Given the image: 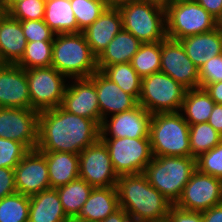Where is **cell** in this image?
<instances>
[{
    "mask_svg": "<svg viewBox=\"0 0 222 222\" xmlns=\"http://www.w3.org/2000/svg\"><path fill=\"white\" fill-rule=\"evenodd\" d=\"M51 66L68 80L89 78L98 71L97 57L83 32L55 35Z\"/></svg>",
    "mask_w": 222,
    "mask_h": 222,
    "instance_id": "3957f363",
    "label": "cell"
},
{
    "mask_svg": "<svg viewBox=\"0 0 222 222\" xmlns=\"http://www.w3.org/2000/svg\"><path fill=\"white\" fill-rule=\"evenodd\" d=\"M216 104H222V81L203 87Z\"/></svg>",
    "mask_w": 222,
    "mask_h": 222,
    "instance_id": "bcb514c9",
    "label": "cell"
},
{
    "mask_svg": "<svg viewBox=\"0 0 222 222\" xmlns=\"http://www.w3.org/2000/svg\"><path fill=\"white\" fill-rule=\"evenodd\" d=\"M46 0H21L16 2L7 13L19 21L41 20L45 15Z\"/></svg>",
    "mask_w": 222,
    "mask_h": 222,
    "instance_id": "d590c367",
    "label": "cell"
},
{
    "mask_svg": "<svg viewBox=\"0 0 222 222\" xmlns=\"http://www.w3.org/2000/svg\"><path fill=\"white\" fill-rule=\"evenodd\" d=\"M208 13L217 19L222 12V0H196Z\"/></svg>",
    "mask_w": 222,
    "mask_h": 222,
    "instance_id": "ee69618b",
    "label": "cell"
},
{
    "mask_svg": "<svg viewBox=\"0 0 222 222\" xmlns=\"http://www.w3.org/2000/svg\"><path fill=\"white\" fill-rule=\"evenodd\" d=\"M30 198L14 193L0 200V222H28Z\"/></svg>",
    "mask_w": 222,
    "mask_h": 222,
    "instance_id": "d6a6232c",
    "label": "cell"
},
{
    "mask_svg": "<svg viewBox=\"0 0 222 222\" xmlns=\"http://www.w3.org/2000/svg\"><path fill=\"white\" fill-rule=\"evenodd\" d=\"M151 119L152 114L138 104L131 110L103 119L100 138H149Z\"/></svg>",
    "mask_w": 222,
    "mask_h": 222,
    "instance_id": "9a60e30c",
    "label": "cell"
},
{
    "mask_svg": "<svg viewBox=\"0 0 222 222\" xmlns=\"http://www.w3.org/2000/svg\"><path fill=\"white\" fill-rule=\"evenodd\" d=\"M39 112L24 108L0 107V137L22 143L28 150L38 143Z\"/></svg>",
    "mask_w": 222,
    "mask_h": 222,
    "instance_id": "4fadbf2b",
    "label": "cell"
},
{
    "mask_svg": "<svg viewBox=\"0 0 222 222\" xmlns=\"http://www.w3.org/2000/svg\"><path fill=\"white\" fill-rule=\"evenodd\" d=\"M149 139L153 156L191 157L189 124L180 111L153 114Z\"/></svg>",
    "mask_w": 222,
    "mask_h": 222,
    "instance_id": "8992f818",
    "label": "cell"
},
{
    "mask_svg": "<svg viewBox=\"0 0 222 222\" xmlns=\"http://www.w3.org/2000/svg\"><path fill=\"white\" fill-rule=\"evenodd\" d=\"M69 80L60 107L74 115L89 118L100 126L102 118L95 84L89 78Z\"/></svg>",
    "mask_w": 222,
    "mask_h": 222,
    "instance_id": "2e32d148",
    "label": "cell"
},
{
    "mask_svg": "<svg viewBox=\"0 0 222 222\" xmlns=\"http://www.w3.org/2000/svg\"><path fill=\"white\" fill-rule=\"evenodd\" d=\"M46 158L50 188L64 186L79 178V155L69 152H42Z\"/></svg>",
    "mask_w": 222,
    "mask_h": 222,
    "instance_id": "d4e9b609",
    "label": "cell"
},
{
    "mask_svg": "<svg viewBox=\"0 0 222 222\" xmlns=\"http://www.w3.org/2000/svg\"><path fill=\"white\" fill-rule=\"evenodd\" d=\"M119 208L116 186L96 187L91 191L77 217L89 222H100Z\"/></svg>",
    "mask_w": 222,
    "mask_h": 222,
    "instance_id": "603a6c76",
    "label": "cell"
},
{
    "mask_svg": "<svg viewBox=\"0 0 222 222\" xmlns=\"http://www.w3.org/2000/svg\"><path fill=\"white\" fill-rule=\"evenodd\" d=\"M28 222H66L68 219L55 188H49L29 196Z\"/></svg>",
    "mask_w": 222,
    "mask_h": 222,
    "instance_id": "cb8c5ba5",
    "label": "cell"
},
{
    "mask_svg": "<svg viewBox=\"0 0 222 222\" xmlns=\"http://www.w3.org/2000/svg\"><path fill=\"white\" fill-rule=\"evenodd\" d=\"M66 222H89L85 219H81V218H78V217H69Z\"/></svg>",
    "mask_w": 222,
    "mask_h": 222,
    "instance_id": "816d5d0a",
    "label": "cell"
},
{
    "mask_svg": "<svg viewBox=\"0 0 222 222\" xmlns=\"http://www.w3.org/2000/svg\"><path fill=\"white\" fill-rule=\"evenodd\" d=\"M166 35L170 39L214 30L216 18L208 13L196 0H174L165 6Z\"/></svg>",
    "mask_w": 222,
    "mask_h": 222,
    "instance_id": "52a82bcc",
    "label": "cell"
},
{
    "mask_svg": "<svg viewBox=\"0 0 222 222\" xmlns=\"http://www.w3.org/2000/svg\"><path fill=\"white\" fill-rule=\"evenodd\" d=\"M215 102L203 88L188 89L181 107V114L189 124L206 123Z\"/></svg>",
    "mask_w": 222,
    "mask_h": 222,
    "instance_id": "83f0119b",
    "label": "cell"
},
{
    "mask_svg": "<svg viewBox=\"0 0 222 222\" xmlns=\"http://www.w3.org/2000/svg\"><path fill=\"white\" fill-rule=\"evenodd\" d=\"M196 169L222 180V141L196 158Z\"/></svg>",
    "mask_w": 222,
    "mask_h": 222,
    "instance_id": "8d00e7d4",
    "label": "cell"
},
{
    "mask_svg": "<svg viewBox=\"0 0 222 222\" xmlns=\"http://www.w3.org/2000/svg\"><path fill=\"white\" fill-rule=\"evenodd\" d=\"M18 1L21 0H0V11L7 12Z\"/></svg>",
    "mask_w": 222,
    "mask_h": 222,
    "instance_id": "c3c4849f",
    "label": "cell"
},
{
    "mask_svg": "<svg viewBox=\"0 0 222 222\" xmlns=\"http://www.w3.org/2000/svg\"><path fill=\"white\" fill-rule=\"evenodd\" d=\"M100 222H132V219L124 209L119 208Z\"/></svg>",
    "mask_w": 222,
    "mask_h": 222,
    "instance_id": "7dc6e473",
    "label": "cell"
},
{
    "mask_svg": "<svg viewBox=\"0 0 222 222\" xmlns=\"http://www.w3.org/2000/svg\"><path fill=\"white\" fill-rule=\"evenodd\" d=\"M123 28L122 15L117 6H108L83 34L92 53L98 58Z\"/></svg>",
    "mask_w": 222,
    "mask_h": 222,
    "instance_id": "ffe728a7",
    "label": "cell"
},
{
    "mask_svg": "<svg viewBox=\"0 0 222 222\" xmlns=\"http://www.w3.org/2000/svg\"><path fill=\"white\" fill-rule=\"evenodd\" d=\"M221 203L222 180L196 169L175 205L183 210L203 212Z\"/></svg>",
    "mask_w": 222,
    "mask_h": 222,
    "instance_id": "7c38bea8",
    "label": "cell"
},
{
    "mask_svg": "<svg viewBox=\"0 0 222 222\" xmlns=\"http://www.w3.org/2000/svg\"><path fill=\"white\" fill-rule=\"evenodd\" d=\"M26 44L21 22L0 11V64H17L24 55Z\"/></svg>",
    "mask_w": 222,
    "mask_h": 222,
    "instance_id": "44dd1931",
    "label": "cell"
},
{
    "mask_svg": "<svg viewBox=\"0 0 222 222\" xmlns=\"http://www.w3.org/2000/svg\"><path fill=\"white\" fill-rule=\"evenodd\" d=\"M17 193L32 196L50 188L47 162L38 150H29L14 168Z\"/></svg>",
    "mask_w": 222,
    "mask_h": 222,
    "instance_id": "e0dca14e",
    "label": "cell"
},
{
    "mask_svg": "<svg viewBox=\"0 0 222 222\" xmlns=\"http://www.w3.org/2000/svg\"><path fill=\"white\" fill-rule=\"evenodd\" d=\"M208 123L222 135V104L215 103Z\"/></svg>",
    "mask_w": 222,
    "mask_h": 222,
    "instance_id": "7bdbcfd3",
    "label": "cell"
},
{
    "mask_svg": "<svg viewBox=\"0 0 222 222\" xmlns=\"http://www.w3.org/2000/svg\"><path fill=\"white\" fill-rule=\"evenodd\" d=\"M130 63L141 78L160 72L161 41L141 43Z\"/></svg>",
    "mask_w": 222,
    "mask_h": 222,
    "instance_id": "4dcf8cb0",
    "label": "cell"
},
{
    "mask_svg": "<svg viewBox=\"0 0 222 222\" xmlns=\"http://www.w3.org/2000/svg\"><path fill=\"white\" fill-rule=\"evenodd\" d=\"M203 222H222V203L201 212Z\"/></svg>",
    "mask_w": 222,
    "mask_h": 222,
    "instance_id": "f6af8a7d",
    "label": "cell"
},
{
    "mask_svg": "<svg viewBox=\"0 0 222 222\" xmlns=\"http://www.w3.org/2000/svg\"><path fill=\"white\" fill-rule=\"evenodd\" d=\"M116 188L119 207L132 222H167L173 204L149 183L144 173L119 176Z\"/></svg>",
    "mask_w": 222,
    "mask_h": 222,
    "instance_id": "7a4b0ae2",
    "label": "cell"
},
{
    "mask_svg": "<svg viewBox=\"0 0 222 222\" xmlns=\"http://www.w3.org/2000/svg\"><path fill=\"white\" fill-rule=\"evenodd\" d=\"M222 81V53L199 68V88Z\"/></svg>",
    "mask_w": 222,
    "mask_h": 222,
    "instance_id": "ab89813d",
    "label": "cell"
},
{
    "mask_svg": "<svg viewBox=\"0 0 222 222\" xmlns=\"http://www.w3.org/2000/svg\"><path fill=\"white\" fill-rule=\"evenodd\" d=\"M93 188L82 178H77L64 186L56 188L62 208L68 218L79 215Z\"/></svg>",
    "mask_w": 222,
    "mask_h": 222,
    "instance_id": "f1b7e54d",
    "label": "cell"
},
{
    "mask_svg": "<svg viewBox=\"0 0 222 222\" xmlns=\"http://www.w3.org/2000/svg\"><path fill=\"white\" fill-rule=\"evenodd\" d=\"M100 139V126L89 118L67 112L60 106L39 112L38 143L41 152L78 154Z\"/></svg>",
    "mask_w": 222,
    "mask_h": 222,
    "instance_id": "6da1fadb",
    "label": "cell"
},
{
    "mask_svg": "<svg viewBox=\"0 0 222 222\" xmlns=\"http://www.w3.org/2000/svg\"><path fill=\"white\" fill-rule=\"evenodd\" d=\"M160 72L169 75L187 89L199 88V69L186 55L179 40L166 37L161 41Z\"/></svg>",
    "mask_w": 222,
    "mask_h": 222,
    "instance_id": "5bb4252c",
    "label": "cell"
},
{
    "mask_svg": "<svg viewBox=\"0 0 222 222\" xmlns=\"http://www.w3.org/2000/svg\"><path fill=\"white\" fill-rule=\"evenodd\" d=\"M150 1H153V2L159 3L163 6H166L167 4L173 2L174 0H150Z\"/></svg>",
    "mask_w": 222,
    "mask_h": 222,
    "instance_id": "f5cc1de1",
    "label": "cell"
},
{
    "mask_svg": "<svg viewBox=\"0 0 222 222\" xmlns=\"http://www.w3.org/2000/svg\"><path fill=\"white\" fill-rule=\"evenodd\" d=\"M109 6H118L121 3H125L132 0H103Z\"/></svg>",
    "mask_w": 222,
    "mask_h": 222,
    "instance_id": "681fc988",
    "label": "cell"
},
{
    "mask_svg": "<svg viewBox=\"0 0 222 222\" xmlns=\"http://www.w3.org/2000/svg\"><path fill=\"white\" fill-rule=\"evenodd\" d=\"M186 55L199 69L211 58L222 53V32L212 31L184 37L179 40Z\"/></svg>",
    "mask_w": 222,
    "mask_h": 222,
    "instance_id": "7402d4cb",
    "label": "cell"
},
{
    "mask_svg": "<svg viewBox=\"0 0 222 222\" xmlns=\"http://www.w3.org/2000/svg\"><path fill=\"white\" fill-rule=\"evenodd\" d=\"M43 20L56 35L78 33L70 0H46Z\"/></svg>",
    "mask_w": 222,
    "mask_h": 222,
    "instance_id": "4316f807",
    "label": "cell"
},
{
    "mask_svg": "<svg viewBox=\"0 0 222 222\" xmlns=\"http://www.w3.org/2000/svg\"><path fill=\"white\" fill-rule=\"evenodd\" d=\"M118 176L144 173L153 159L149 138H100Z\"/></svg>",
    "mask_w": 222,
    "mask_h": 222,
    "instance_id": "9c48e42d",
    "label": "cell"
},
{
    "mask_svg": "<svg viewBox=\"0 0 222 222\" xmlns=\"http://www.w3.org/2000/svg\"><path fill=\"white\" fill-rule=\"evenodd\" d=\"M124 92L132 95L137 101L141 92V77L132 68L131 63H118L106 66L101 71Z\"/></svg>",
    "mask_w": 222,
    "mask_h": 222,
    "instance_id": "f546056e",
    "label": "cell"
},
{
    "mask_svg": "<svg viewBox=\"0 0 222 222\" xmlns=\"http://www.w3.org/2000/svg\"><path fill=\"white\" fill-rule=\"evenodd\" d=\"M20 22L27 42L53 41L55 38L56 34L49 28L43 19Z\"/></svg>",
    "mask_w": 222,
    "mask_h": 222,
    "instance_id": "f35d334b",
    "label": "cell"
},
{
    "mask_svg": "<svg viewBox=\"0 0 222 222\" xmlns=\"http://www.w3.org/2000/svg\"><path fill=\"white\" fill-rule=\"evenodd\" d=\"M222 141L218 133L208 122L189 125V143L191 157L195 159L208 152Z\"/></svg>",
    "mask_w": 222,
    "mask_h": 222,
    "instance_id": "1f68e13d",
    "label": "cell"
},
{
    "mask_svg": "<svg viewBox=\"0 0 222 222\" xmlns=\"http://www.w3.org/2000/svg\"><path fill=\"white\" fill-rule=\"evenodd\" d=\"M116 174L107 146L99 139L79 153V178L96 187L117 185Z\"/></svg>",
    "mask_w": 222,
    "mask_h": 222,
    "instance_id": "8fae6325",
    "label": "cell"
},
{
    "mask_svg": "<svg viewBox=\"0 0 222 222\" xmlns=\"http://www.w3.org/2000/svg\"><path fill=\"white\" fill-rule=\"evenodd\" d=\"M216 27L222 32V12L216 19Z\"/></svg>",
    "mask_w": 222,
    "mask_h": 222,
    "instance_id": "f907efd6",
    "label": "cell"
},
{
    "mask_svg": "<svg viewBox=\"0 0 222 222\" xmlns=\"http://www.w3.org/2000/svg\"><path fill=\"white\" fill-rule=\"evenodd\" d=\"M31 109L37 112L61 105L68 79L52 66L26 69Z\"/></svg>",
    "mask_w": 222,
    "mask_h": 222,
    "instance_id": "30bf717a",
    "label": "cell"
},
{
    "mask_svg": "<svg viewBox=\"0 0 222 222\" xmlns=\"http://www.w3.org/2000/svg\"><path fill=\"white\" fill-rule=\"evenodd\" d=\"M117 7L122 15L123 29L140 42H159L167 37L165 6L150 0H132Z\"/></svg>",
    "mask_w": 222,
    "mask_h": 222,
    "instance_id": "5b68a950",
    "label": "cell"
},
{
    "mask_svg": "<svg viewBox=\"0 0 222 222\" xmlns=\"http://www.w3.org/2000/svg\"><path fill=\"white\" fill-rule=\"evenodd\" d=\"M195 170L194 157L154 156L144 174L149 183L175 205Z\"/></svg>",
    "mask_w": 222,
    "mask_h": 222,
    "instance_id": "277c9868",
    "label": "cell"
},
{
    "mask_svg": "<svg viewBox=\"0 0 222 222\" xmlns=\"http://www.w3.org/2000/svg\"><path fill=\"white\" fill-rule=\"evenodd\" d=\"M0 107L31 109L26 70L17 64H0Z\"/></svg>",
    "mask_w": 222,
    "mask_h": 222,
    "instance_id": "ac0fdd59",
    "label": "cell"
},
{
    "mask_svg": "<svg viewBox=\"0 0 222 222\" xmlns=\"http://www.w3.org/2000/svg\"><path fill=\"white\" fill-rule=\"evenodd\" d=\"M78 33L87 29L109 6L103 0H70Z\"/></svg>",
    "mask_w": 222,
    "mask_h": 222,
    "instance_id": "e575fe53",
    "label": "cell"
},
{
    "mask_svg": "<svg viewBox=\"0 0 222 222\" xmlns=\"http://www.w3.org/2000/svg\"><path fill=\"white\" fill-rule=\"evenodd\" d=\"M187 90L169 75L162 72L153 73L141 79L138 104L152 115L178 112Z\"/></svg>",
    "mask_w": 222,
    "mask_h": 222,
    "instance_id": "ba28073f",
    "label": "cell"
},
{
    "mask_svg": "<svg viewBox=\"0 0 222 222\" xmlns=\"http://www.w3.org/2000/svg\"><path fill=\"white\" fill-rule=\"evenodd\" d=\"M53 41L27 42L24 55L17 65L23 69L50 67Z\"/></svg>",
    "mask_w": 222,
    "mask_h": 222,
    "instance_id": "836d02e7",
    "label": "cell"
},
{
    "mask_svg": "<svg viewBox=\"0 0 222 222\" xmlns=\"http://www.w3.org/2000/svg\"><path fill=\"white\" fill-rule=\"evenodd\" d=\"M89 79L95 84L102 120L110 115L131 110L138 105V101L132 95L124 92L101 71H96Z\"/></svg>",
    "mask_w": 222,
    "mask_h": 222,
    "instance_id": "d6986e66",
    "label": "cell"
},
{
    "mask_svg": "<svg viewBox=\"0 0 222 222\" xmlns=\"http://www.w3.org/2000/svg\"><path fill=\"white\" fill-rule=\"evenodd\" d=\"M15 172L11 168H0V200L16 193Z\"/></svg>",
    "mask_w": 222,
    "mask_h": 222,
    "instance_id": "60d3db41",
    "label": "cell"
},
{
    "mask_svg": "<svg viewBox=\"0 0 222 222\" xmlns=\"http://www.w3.org/2000/svg\"><path fill=\"white\" fill-rule=\"evenodd\" d=\"M141 43L133 34L122 28L97 58L98 70L102 71L106 66L113 64L130 63Z\"/></svg>",
    "mask_w": 222,
    "mask_h": 222,
    "instance_id": "484cf974",
    "label": "cell"
},
{
    "mask_svg": "<svg viewBox=\"0 0 222 222\" xmlns=\"http://www.w3.org/2000/svg\"><path fill=\"white\" fill-rule=\"evenodd\" d=\"M28 151L22 143L0 137V168L14 169Z\"/></svg>",
    "mask_w": 222,
    "mask_h": 222,
    "instance_id": "74e56055",
    "label": "cell"
},
{
    "mask_svg": "<svg viewBox=\"0 0 222 222\" xmlns=\"http://www.w3.org/2000/svg\"><path fill=\"white\" fill-rule=\"evenodd\" d=\"M167 222H203L201 212L187 211L172 205Z\"/></svg>",
    "mask_w": 222,
    "mask_h": 222,
    "instance_id": "b9f144b4",
    "label": "cell"
}]
</instances>
